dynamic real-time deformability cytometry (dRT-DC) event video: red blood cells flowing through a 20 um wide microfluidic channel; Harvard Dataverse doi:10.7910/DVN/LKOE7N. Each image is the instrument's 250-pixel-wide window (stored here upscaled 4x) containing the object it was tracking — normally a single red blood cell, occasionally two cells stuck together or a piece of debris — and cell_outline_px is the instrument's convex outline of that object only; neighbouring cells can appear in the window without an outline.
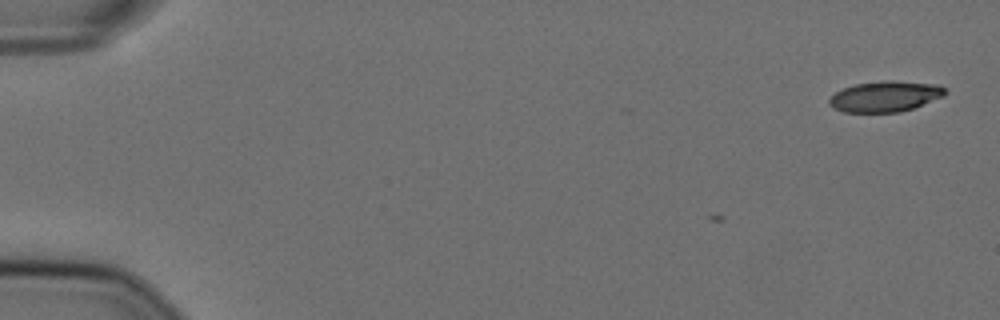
{"species": "Egyptian fruit bat (a non-hibernating species)", "species_latin": "Rousettus aegyptiacus", "temperature_condition": "cold", "stored_images_in_passage": 3, "camera_frame_rate_fps": 3000, "um_per_image_px": 0.085, "animal": {"sex": "female"}, "frame": {"image": 1, "passage_image": 3, "time_ms": 0.667, "image_size_px": [1000, 320], "cell_outline_px": [[948, 92], [944, 96], [912, 108], [900, 112], [844, 112], [832, 108], [828, 104], [828, 100], [836, 92], [844, 88], [856, 84], [880, 80], [892, 80], [940, 84]], "centroid_in_image_um": [75.25, 8.18], "position_along_channel_um": 9.8, "area_um2": 20.87}}